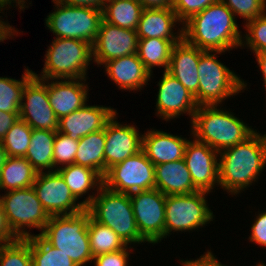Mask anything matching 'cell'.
I'll use <instances>...</instances> for the list:
<instances>
[{
	"label": "cell",
	"mask_w": 266,
	"mask_h": 266,
	"mask_svg": "<svg viewBox=\"0 0 266 266\" xmlns=\"http://www.w3.org/2000/svg\"><path fill=\"white\" fill-rule=\"evenodd\" d=\"M203 51L200 54L198 92L194 95L198 106L219 105L228 97L238 94L247 83L216 59L221 51Z\"/></svg>",
	"instance_id": "7"
},
{
	"label": "cell",
	"mask_w": 266,
	"mask_h": 266,
	"mask_svg": "<svg viewBox=\"0 0 266 266\" xmlns=\"http://www.w3.org/2000/svg\"><path fill=\"white\" fill-rule=\"evenodd\" d=\"M262 136H263L264 141H265V143H266V134H264V135H262Z\"/></svg>",
	"instance_id": "53"
},
{
	"label": "cell",
	"mask_w": 266,
	"mask_h": 266,
	"mask_svg": "<svg viewBox=\"0 0 266 266\" xmlns=\"http://www.w3.org/2000/svg\"><path fill=\"white\" fill-rule=\"evenodd\" d=\"M257 266H266L263 263H258Z\"/></svg>",
	"instance_id": "52"
},
{
	"label": "cell",
	"mask_w": 266,
	"mask_h": 266,
	"mask_svg": "<svg viewBox=\"0 0 266 266\" xmlns=\"http://www.w3.org/2000/svg\"><path fill=\"white\" fill-rule=\"evenodd\" d=\"M34 76V72L25 69L22 80L0 77V111L19 113L22 92L25 84Z\"/></svg>",
	"instance_id": "34"
},
{
	"label": "cell",
	"mask_w": 266,
	"mask_h": 266,
	"mask_svg": "<svg viewBox=\"0 0 266 266\" xmlns=\"http://www.w3.org/2000/svg\"><path fill=\"white\" fill-rule=\"evenodd\" d=\"M88 235L93 258L129 246L110 227L98 223L92 217L88 222Z\"/></svg>",
	"instance_id": "32"
},
{
	"label": "cell",
	"mask_w": 266,
	"mask_h": 266,
	"mask_svg": "<svg viewBox=\"0 0 266 266\" xmlns=\"http://www.w3.org/2000/svg\"><path fill=\"white\" fill-rule=\"evenodd\" d=\"M17 238L14 236L10 228L8 227L2 202L0 200V244L5 245L16 241Z\"/></svg>",
	"instance_id": "43"
},
{
	"label": "cell",
	"mask_w": 266,
	"mask_h": 266,
	"mask_svg": "<svg viewBox=\"0 0 266 266\" xmlns=\"http://www.w3.org/2000/svg\"><path fill=\"white\" fill-rule=\"evenodd\" d=\"M90 217L91 213L87 209L71 215L50 216L39 235L50 245L62 250L78 266H84L93 259L88 235Z\"/></svg>",
	"instance_id": "5"
},
{
	"label": "cell",
	"mask_w": 266,
	"mask_h": 266,
	"mask_svg": "<svg viewBox=\"0 0 266 266\" xmlns=\"http://www.w3.org/2000/svg\"><path fill=\"white\" fill-rule=\"evenodd\" d=\"M12 1H13V3H17L18 5L17 6H20L19 8L20 9H25L24 7L26 6L25 5V0H0V11H2L3 10V7H7V5L8 6H11V4H12Z\"/></svg>",
	"instance_id": "50"
},
{
	"label": "cell",
	"mask_w": 266,
	"mask_h": 266,
	"mask_svg": "<svg viewBox=\"0 0 266 266\" xmlns=\"http://www.w3.org/2000/svg\"><path fill=\"white\" fill-rule=\"evenodd\" d=\"M8 158V155L6 153V150L3 146L2 140H0V172L2 167L4 166V163L6 162Z\"/></svg>",
	"instance_id": "51"
},
{
	"label": "cell",
	"mask_w": 266,
	"mask_h": 266,
	"mask_svg": "<svg viewBox=\"0 0 266 266\" xmlns=\"http://www.w3.org/2000/svg\"><path fill=\"white\" fill-rule=\"evenodd\" d=\"M218 154L206 143L196 139L187 142L183 159L191 174L194 186L199 191L209 193L216 183L219 185Z\"/></svg>",
	"instance_id": "15"
},
{
	"label": "cell",
	"mask_w": 266,
	"mask_h": 266,
	"mask_svg": "<svg viewBox=\"0 0 266 266\" xmlns=\"http://www.w3.org/2000/svg\"><path fill=\"white\" fill-rule=\"evenodd\" d=\"M155 188L166 196L199 191L194 186L184 159L155 165Z\"/></svg>",
	"instance_id": "25"
},
{
	"label": "cell",
	"mask_w": 266,
	"mask_h": 266,
	"mask_svg": "<svg viewBox=\"0 0 266 266\" xmlns=\"http://www.w3.org/2000/svg\"><path fill=\"white\" fill-rule=\"evenodd\" d=\"M97 194L81 202L95 221L110 227L127 245L147 242L137 228L129 194L111 191L104 185Z\"/></svg>",
	"instance_id": "4"
},
{
	"label": "cell",
	"mask_w": 266,
	"mask_h": 266,
	"mask_svg": "<svg viewBox=\"0 0 266 266\" xmlns=\"http://www.w3.org/2000/svg\"><path fill=\"white\" fill-rule=\"evenodd\" d=\"M0 266H32L30 244L17 239L0 247Z\"/></svg>",
	"instance_id": "36"
},
{
	"label": "cell",
	"mask_w": 266,
	"mask_h": 266,
	"mask_svg": "<svg viewBox=\"0 0 266 266\" xmlns=\"http://www.w3.org/2000/svg\"><path fill=\"white\" fill-rule=\"evenodd\" d=\"M245 28L248 34L245 35L246 41L241 42V47L247 44L253 53L266 50V13L247 22Z\"/></svg>",
	"instance_id": "38"
},
{
	"label": "cell",
	"mask_w": 266,
	"mask_h": 266,
	"mask_svg": "<svg viewBox=\"0 0 266 266\" xmlns=\"http://www.w3.org/2000/svg\"><path fill=\"white\" fill-rule=\"evenodd\" d=\"M103 65L107 75L123 90H140L152 75L137 53L109 60Z\"/></svg>",
	"instance_id": "23"
},
{
	"label": "cell",
	"mask_w": 266,
	"mask_h": 266,
	"mask_svg": "<svg viewBox=\"0 0 266 266\" xmlns=\"http://www.w3.org/2000/svg\"><path fill=\"white\" fill-rule=\"evenodd\" d=\"M219 155V185L236 195L252 185L264 169L266 143L255 131L244 142L220 151Z\"/></svg>",
	"instance_id": "2"
},
{
	"label": "cell",
	"mask_w": 266,
	"mask_h": 266,
	"mask_svg": "<svg viewBox=\"0 0 266 266\" xmlns=\"http://www.w3.org/2000/svg\"><path fill=\"white\" fill-rule=\"evenodd\" d=\"M31 135L32 128L19 118L2 139L8 157H25Z\"/></svg>",
	"instance_id": "35"
},
{
	"label": "cell",
	"mask_w": 266,
	"mask_h": 266,
	"mask_svg": "<svg viewBox=\"0 0 266 266\" xmlns=\"http://www.w3.org/2000/svg\"><path fill=\"white\" fill-rule=\"evenodd\" d=\"M37 174L25 157H8L0 172V189L8 192L31 187Z\"/></svg>",
	"instance_id": "28"
},
{
	"label": "cell",
	"mask_w": 266,
	"mask_h": 266,
	"mask_svg": "<svg viewBox=\"0 0 266 266\" xmlns=\"http://www.w3.org/2000/svg\"><path fill=\"white\" fill-rule=\"evenodd\" d=\"M19 118L32 129L58 131L56 117L48 99L47 86L33 76L24 86Z\"/></svg>",
	"instance_id": "14"
},
{
	"label": "cell",
	"mask_w": 266,
	"mask_h": 266,
	"mask_svg": "<svg viewBox=\"0 0 266 266\" xmlns=\"http://www.w3.org/2000/svg\"><path fill=\"white\" fill-rule=\"evenodd\" d=\"M78 144L79 141L73 140L61 132H56L53 146V165L55 171L58 169L59 164L66 166L75 163Z\"/></svg>",
	"instance_id": "37"
},
{
	"label": "cell",
	"mask_w": 266,
	"mask_h": 266,
	"mask_svg": "<svg viewBox=\"0 0 266 266\" xmlns=\"http://www.w3.org/2000/svg\"><path fill=\"white\" fill-rule=\"evenodd\" d=\"M53 1L55 12L47 16L45 23L56 38L79 39L93 45L103 20L102 10Z\"/></svg>",
	"instance_id": "9"
},
{
	"label": "cell",
	"mask_w": 266,
	"mask_h": 266,
	"mask_svg": "<svg viewBox=\"0 0 266 266\" xmlns=\"http://www.w3.org/2000/svg\"><path fill=\"white\" fill-rule=\"evenodd\" d=\"M234 16H240L246 23L266 13V0H221Z\"/></svg>",
	"instance_id": "39"
},
{
	"label": "cell",
	"mask_w": 266,
	"mask_h": 266,
	"mask_svg": "<svg viewBox=\"0 0 266 266\" xmlns=\"http://www.w3.org/2000/svg\"><path fill=\"white\" fill-rule=\"evenodd\" d=\"M219 1L220 0H174L172 9L183 25V23L191 16L203 11L209 5Z\"/></svg>",
	"instance_id": "40"
},
{
	"label": "cell",
	"mask_w": 266,
	"mask_h": 266,
	"mask_svg": "<svg viewBox=\"0 0 266 266\" xmlns=\"http://www.w3.org/2000/svg\"><path fill=\"white\" fill-rule=\"evenodd\" d=\"M103 185L114 192L131 194L155 188V165L143 150L113 165L103 177Z\"/></svg>",
	"instance_id": "11"
},
{
	"label": "cell",
	"mask_w": 266,
	"mask_h": 266,
	"mask_svg": "<svg viewBox=\"0 0 266 266\" xmlns=\"http://www.w3.org/2000/svg\"><path fill=\"white\" fill-rule=\"evenodd\" d=\"M56 132L32 129L30 145L25 158L38 173L45 169H48V172L55 171L53 170V146Z\"/></svg>",
	"instance_id": "26"
},
{
	"label": "cell",
	"mask_w": 266,
	"mask_h": 266,
	"mask_svg": "<svg viewBox=\"0 0 266 266\" xmlns=\"http://www.w3.org/2000/svg\"><path fill=\"white\" fill-rule=\"evenodd\" d=\"M251 227V235L249 239L260 246L266 247V211L257 215V218Z\"/></svg>",
	"instance_id": "42"
},
{
	"label": "cell",
	"mask_w": 266,
	"mask_h": 266,
	"mask_svg": "<svg viewBox=\"0 0 266 266\" xmlns=\"http://www.w3.org/2000/svg\"><path fill=\"white\" fill-rule=\"evenodd\" d=\"M144 8L172 7L174 0H137Z\"/></svg>",
	"instance_id": "47"
},
{
	"label": "cell",
	"mask_w": 266,
	"mask_h": 266,
	"mask_svg": "<svg viewBox=\"0 0 266 266\" xmlns=\"http://www.w3.org/2000/svg\"><path fill=\"white\" fill-rule=\"evenodd\" d=\"M189 140L173 134L149 130L142 136V150L154 165L174 162L184 158Z\"/></svg>",
	"instance_id": "22"
},
{
	"label": "cell",
	"mask_w": 266,
	"mask_h": 266,
	"mask_svg": "<svg viewBox=\"0 0 266 266\" xmlns=\"http://www.w3.org/2000/svg\"><path fill=\"white\" fill-rule=\"evenodd\" d=\"M218 105L198 106L192 119L194 139L206 143L218 153L244 142L255 131L231 112Z\"/></svg>",
	"instance_id": "3"
},
{
	"label": "cell",
	"mask_w": 266,
	"mask_h": 266,
	"mask_svg": "<svg viewBox=\"0 0 266 266\" xmlns=\"http://www.w3.org/2000/svg\"><path fill=\"white\" fill-rule=\"evenodd\" d=\"M116 114L105 126V174L113 165L120 163L142 150V136L134 125H121Z\"/></svg>",
	"instance_id": "17"
},
{
	"label": "cell",
	"mask_w": 266,
	"mask_h": 266,
	"mask_svg": "<svg viewBox=\"0 0 266 266\" xmlns=\"http://www.w3.org/2000/svg\"><path fill=\"white\" fill-rule=\"evenodd\" d=\"M19 119V113H8L0 111V140H2L7 131Z\"/></svg>",
	"instance_id": "45"
},
{
	"label": "cell",
	"mask_w": 266,
	"mask_h": 266,
	"mask_svg": "<svg viewBox=\"0 0 266 266\" xmlns=\"http://www.w3.org/2000/svg\"><path fill=\"white\" fill-rule=\"evenodd\" d=\"M197 191L191 194L167 195L165 203V237L171 231H189L213 221V212L207 206L205 195Z\"/></svg>",
	"instance_id": "10"
},
{
	"label": "cell",
	"mask_w": 266,
	"mask_h": 266,
	"mask_svg": "<svg viewBox=\"0 0 266 266\" xmlns=\"http://www.w3.org/2000/svg\"><path fill=\"white\" fill-rule=\"evenodd\" d=\"M105 128L92 132L79 140L75 154V164L97 171L102 177L105 175Z\"/></svg>",
	"instance_id": "27"
},
{
	"label": "cell",
	"mask_w": 266,
	"mask_h": 266,
	"mask_svg": "<svg viewBox=\"0 0 266 266\" xmlns=\"http://www.w3.org/2000/svg\"><path fill=\"white\" fill-rule=\"evenodd\" d=\"M137 46L136 30L124 29L102 20L92 45L93 61L103 65L109 60L137 53Z\"/></svg>",
	"instance_id": "16"
},
{
	"label": "cell",
	"mask_w": 266,
	"mask_h": 266,
	"mask_svg": "<svg viewBox=\"0 0 266 266\" xmlns=\"http://www.w3.org/2000/svg\"><path fill=\"white\" fill-rule=\"evenodd\" d=\"M45 54V64L38 79L60 80L86 78L93 59L92 44L73 38H55ZM43 74V75H42Z\"/></svg>",
	"instance_id": "6"
},
{
	"label": "cell",
	"mask_w": 266,
	"mask_h": 266,
	"mask_svg": "<svg viewBox=\"0 0 266 266\" xmlns=\"http://www.w3.org/2000/svg\"><path fill=\"white\" fill-rule=\"evenodd\" d=\"M49 216L71 215L86 209L66 185L57 171L38 173L32 185Z\"/></svg>",
	"instance_id": "13"
},
{
	"label": "cell",
	"mask_w": 266,
	"mask_h": 266,
	"mask_svg": "<svg viewBox=\"0 0 266 266\" xmlns=\"http://www.w3.org/2000/svg\"><path fill=\"white\" fill-rule=\"evenodd\" d=\"M13 31V32H12ZM18 31L12 28L8 23L0 20V42L6 40L7 38L13 36ZM14 33V34H13Z\"/></svg>",
	"instance_id": "48"
},
{
	"label": "cell",
	"mask_w": 266,
	"mask_h": 266,
	"mask_svg": "<svg viewBox=\"0 0 266 266\" xmlns=\"http://www.w3.org/2000/svg\"><path fill=\"white\" fill-rule=\"evenodd\" d=\"M114 114L118 113L111 107L85 104L82 108L59 119L58 132L79 141L92 132L104 129Z\"/></svg>",
	"instance_id": "19"
},
{
	"label": "cell",
	"mask_w": 266,
	"mask_h": 266,
	"mask_svg": "<svg viewBox=\"0 0 266 266\" xmlns=\"http://www.w3.org/2000/svg\"><path fill=\"white\" fill-rule=\"evenodd\" d=\"M56 171L62 176L77 200L90 189L98 190L103 186V177L97 171L85 166L73 163L59 166Z\"/></svg>",
	"instance_id": "29"
},
{
	"label": "cell",
	"mask_w": 266,
	"mask_h": 266,
	"mask_svg": "<svg viewBox=\"0 0 266 266\" xmlns=\"http://www.w3.org/2000/svg\"><path fill=\"white\" fill-rule=\"evenodd\" d=\"M143 10L137 0H107L102 10L103 20L114 26L136 30Z\"/></svg>",
	"instance_id": "30"
},
{
	"label": "cell",
	"mask_w": 266,
	"mask_h": 266,
	"mask_svg": "<svg viewBox=\"0 0 266 266\" xmlns=\"http://www.w3.org/2000/svg\"><path fill=\"white\" fill-rule=\"evenodd\" d=\"M232 11L220 0L191 16L182 26L183 39L203 51H230L244 41Z\"/></svg>",
	"instance_id": "1"
},
{
	"label": "cell",
	"mask_w": 266,
	"mask_h": 266,
	"mask_svg": "<svg viewBox=\"0 0 266 266\" xmlns=\"http://www.w3.org/2000/svg\"><path fill=\"white\" fill-rule=\"evenodd\" d=\"M128 246L122 250L105 253L94 257L95 266H127L128 264Z\"/></svg>",
	"instance_id": "41"
},
{
	"label": "cell",
	"mask_w": 266,
	"mask_h": 266,
	"mask_svg": "<svg viewBox=\"0 0 266 266\" xmlns=\"http://www.w3.org/2000/svg\"><path fill=\"white\" fill-rule=\"evenodd\" d=\"M256 55V61L260 67V70L263 74V81H264V86L266 90V50H263L261 52L255 53Z\"/></svg>",
	"instance_id": "49"
},
{
	"label": "cell",
	"mask_w": 266,
	"mask_h": 266,
	"mask_svg": "<svg viewBox=\"0 0 266 266\" xmlns=\"http://www.w3.org/2000/svg\"><path fill=\"white\" fill-rule=\"evenodd\" d=\"M176 22H181L172 7L144 8L136 29L138 39L161 38L182 40L183 29L173 33Z\"/></svg>",
	"instance_id": "24"
},
{
	"label": "cell",
	"mask_w": 266,
	"mask_h": 266,
	"mask_svg": "<svg viewBox=\"0 0 266 266\" xmlns=\"http://www.w3.org/2000/svg\"><path fill=\"white\" fill-rule=\"evenodd\" d=\"M180 41L161 38L138 39L137 55L150 74L156 66L164 67V71H167L172 49Z\"/></svg>",
	"instance_id": "31"
},
{
	"label": "cell",
	"mask_w": 266,
	"mask_h": 266,
	"mask_svg": "<svg viewBox=\"0 0 266 266\" xmlns=\"http://www.w3.org/2000/svg\"><path fill=\"white\" fill-rule=\"evenodd\" d=\"M8 227L17 239L32 235L26 228L44 230L50 216L44 210L33 187L8 191L0 196Z\"/></svg>",
	"instance_id": "8"
},
{
	"label": "cell",
	"mask_w": 266,
	"mask_h": 266,
	"mask_svg": "<svg viewBox=\"0 0 266 266\" xmlns=\"http://www.w3.org/2000/svg\"><path fill=\"white\" fill-rule=\"evenodd\" d=\"M70 6L90 7L103 10L107 0H55Z\"/></svg>",
	"instance_id": "46"
},
{
	"label": "cell",
	"mask_w": 266,
	"mask_h": 266,
	"mask_svg": "<svg viewBox=\"0 0 266 266\" xmlns=\"http://www.w3.org/2000/svg\"><path fill=\"white\" fill-rule=\"evenodd\" d=\"M137 228L149 243L165 238L166 195L156 188L129 194Z\"/></svg>",
	"instance_id": "12"
},
{
	"label": "cell",
	"mask_w": 266,
	"mask_h": 266,
	"mask_svg": "<svg viewBox=\"0 0 266 266\" xmlns=\"http://www.w3.org/2000/svg\"><path fill=\"white\" fill-rule=\"evenodd\" d=\"M48 91L49 103L58 119L82 108L87 102L88 86L81 82L86 78L51 81L40 79ZM80 80V81H79Z\"/></svg>",
	"instance_id": "20"
},
{
	"label": "cell",
	"mask_w": 266,
	"mask_h": 266,
	"mask_svg": "<svg viewBox=\"0 0 266 266\" xmlns=\"http://www.w3.org/2000/svg\"><path fill=\"white\" fill-rule=\"evenodd\" d=\"M203 50L182 39L172 49L167 72L175 77L193 96L198 92V64Z\"/></svg>",
	"instance_id": "21"
},
{
	"label": "cell",
	"mask_w": 266,
	"mask_h": 266,
	"mask_svg": "<svg viewBox=\"0 0 266 266\" xmlns=\"http://www.w3.org/2000/svg\"><path fill=\"white\" fill-rule=\"evenodd\" d=\"M159 90L156 101L158 116L169 121L187 113L193 119L198 105L194 96L170 73L164 71L158 82Z\"/></svg>",
	"instance_id": "18"
},
{
	"label": "cell",
	"mask_w": 266,
	"mask_h": 266,
	"mask_svg": "<svg viewBox=\"0 0 266 266\" xmlns=\"http://www.w3.org/2000/svg\"><path fill=\"white\" fill-rule=\"evenodd\" d=\"M30 244L32 266H78L62 250L50 245L41 235L25 238Z\"/></svg>",
	"instance_id": "33"
},
{
	"label": "cell",
	"mask_w": 266,
	"mask_h": 266,
	"mask_svg": "<svg viewBox=\"0 0 266 266\" xmlns=\"http://www.w3.org/2000/svg\"><path fill=\"white\" fill-rule=\"evenodd\" d=\"M183 266H226L222 265L221 262H218L217 259L214 257L212 252L207 251L204 255H201L197 260H187L182 261Z\"/></svg>",
	"instance_id": "44"
}]
</instances>
